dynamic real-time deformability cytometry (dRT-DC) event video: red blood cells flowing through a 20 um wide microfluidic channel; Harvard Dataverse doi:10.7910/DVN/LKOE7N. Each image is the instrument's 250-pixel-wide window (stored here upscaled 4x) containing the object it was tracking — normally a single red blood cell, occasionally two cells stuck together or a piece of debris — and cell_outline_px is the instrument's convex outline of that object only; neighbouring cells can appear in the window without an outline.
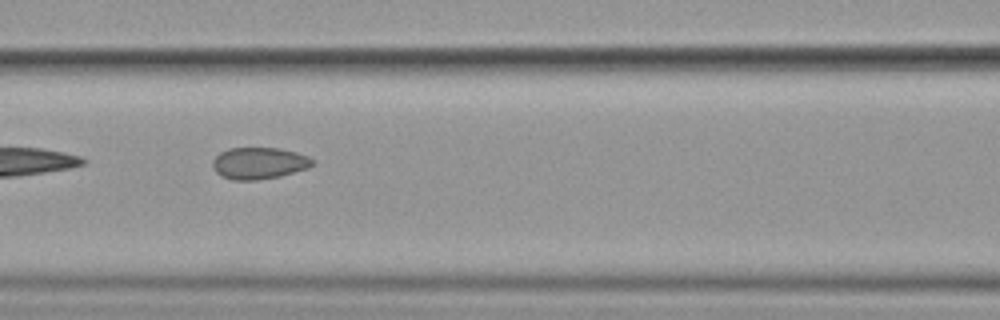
{"species": "common noctule bat (a hibernating species)", "species_latin": "Nyctalus noctula", "temperature_condition": "cold", "stored_images_in_passage": 11, "camera_frame_rate_fps": 3000, "um_per_image_px": 0.085, "animal": {"sex": "female", "body_mass_g": 19.9}, "frame": {"image": 1, "passage_image": 4, "time_ms": 3.333, "image_size_px": [1000, 320], "cell_outline_px": [[316, 164], [308, 168], [280, 176], [256, 180], [232, 180], [220, 176], [216, 172], [212, 164], [212, 160], [220, 152], [228, 148], [280, 148], [296, 152], [308, 156], [316, 160]], "centroid_in_image_um": [22.04, 13.87], "position_along_channel_um": 144.6, "area_um2": 18.67}}
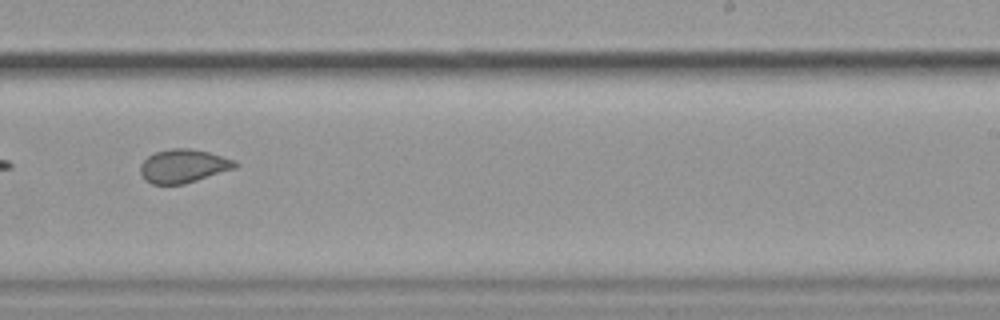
{"frame": {"image": 2, "passage_image": 7, "time_ms": 7.0, "image_size_px": [1000, 320], "cell_outline_px": [[240, 164], [236, 168], [184, 184], [152, 184], [144, 180], [140, 172], [140, 164], [148, 156], [156, 152], [172, 148], [188, 148], [208, 152], [236, 160]], "centroid_in_image_um": [15.6, 14.11], "position_along_channel_um": 273.4, "area_um2": 18.55}}
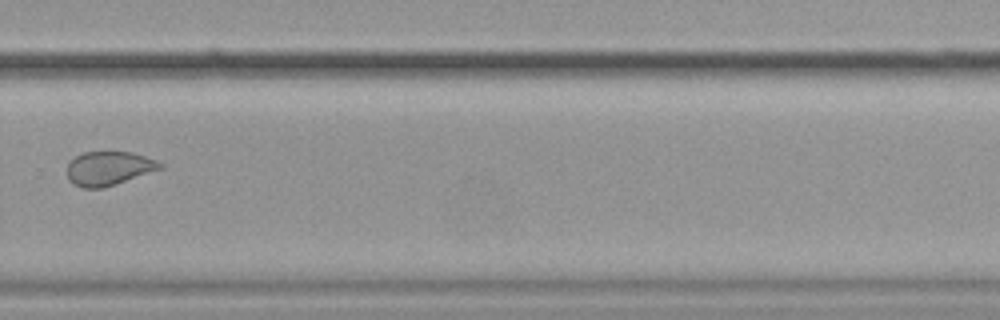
{"frame": {"image": 3, "passage_image": 8, "time_ms": 8.333, "image_size_px": [1000, 320], "cell_outline_px": [[164, 168], [116, 184], [100, 188], [84, 188], [72, 184], [68, 180], [68, 164], [76, 156], [84, 152], [132, 152], [156, 160], [164, 164]], "centroid_in_image_um": [9.26, 14.31], "position_along_channel_um": 320.5, "area_um2": 18.38}, "authors_computed_cell_mechanics": {"area_um2": 18.8428, "velocity_mm_per_s": 3.532, "shape_relaxation_time_tau1_ms": 6.3791, "shape_relaxation_time_tau2_ms": 0.9308, "deformation_change_tau1": 0.073, "deformation_change_tau2": 0.0432}}